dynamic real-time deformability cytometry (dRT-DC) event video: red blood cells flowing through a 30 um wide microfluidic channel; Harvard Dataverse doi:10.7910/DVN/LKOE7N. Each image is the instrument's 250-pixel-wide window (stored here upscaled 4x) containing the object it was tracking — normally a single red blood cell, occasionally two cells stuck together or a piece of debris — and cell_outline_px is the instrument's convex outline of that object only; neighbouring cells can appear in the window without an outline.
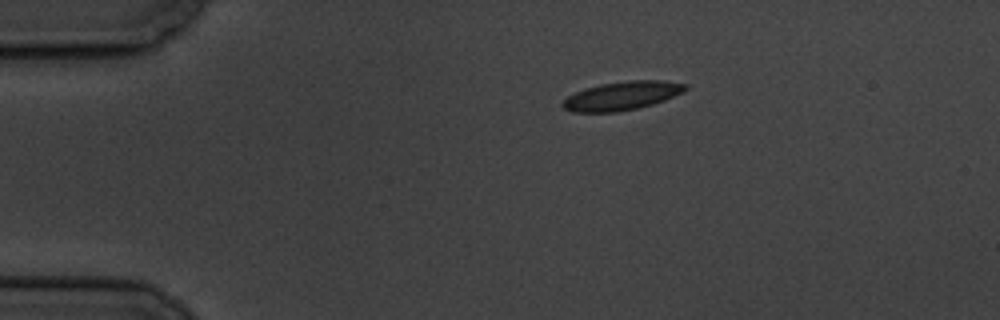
{"species": "common noctule bat (a hibernating species)", "species_latin": "Nyctalus noctula", "temperature_condition": "cold", "stored_images_in_passage": 5, "camera_frame_rate_fps": 3000, "um_per_image_px": 0.085, "animal": {"sex": "male", "body_mass_g": 19.5, "forearm_length_mm": 54.6}, "frame": {"image": 1, "passage_image": 1, "time_ms": 0.0, "image_size_px": [1000, 320], "cell_outline_px": [[688, 88], [684, 92], [664, 100], [652, 104], [636, 108], [616, 112], [572, 112], [564, 108], [560, 104], [568, 96], [584, 88], [600, 84], [628, 80], [664, 80], [688, 84]], "centroid_in_image_um": [52.88, 8.13], "position_along_channel_um": 32.1, "area_um2": 20.52}}
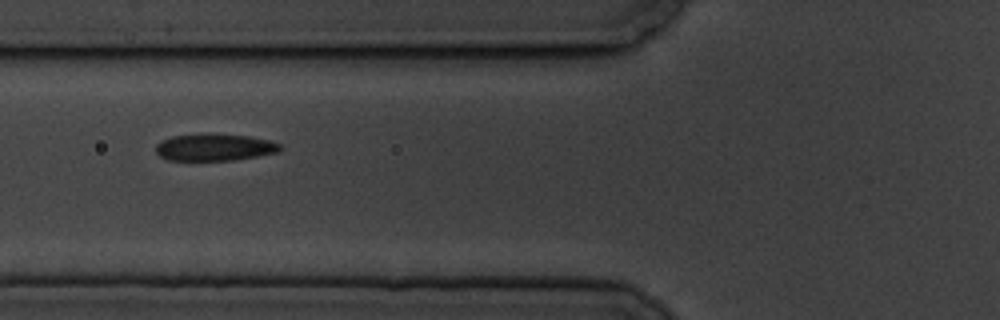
{"frame": {"image": 2, "passage_image": 4, "time_ms": 3.667, "image_size_px": [1000, 320], "cell_outline_px": [[284, 148], [276, 152], [256, 156], [232, 160], [168, 160], [160, 156], [156, 152], [156, 144], [172, 136], [208, 132], [248, 136], [268, 140], [280, 144]], "centroid_in_image_um": [18.22, 12.5], "position_along_channel_um": 107.6, "area_um2": 19.65}}
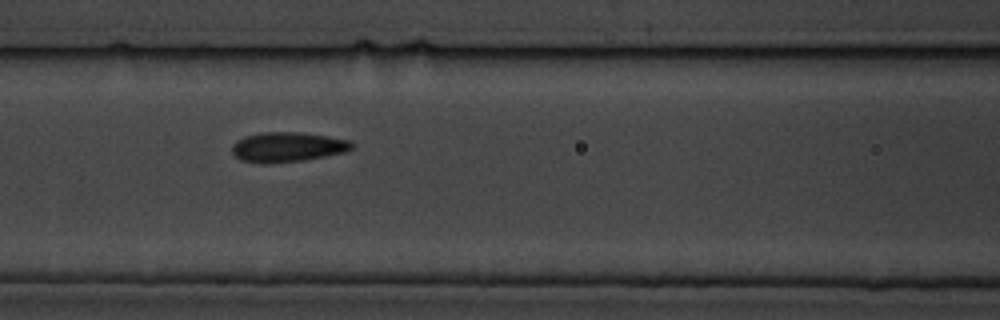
{"frame": {"image": 3, "passage_image": 5, "time_ms": 4.667, "image_size_px": [1000, 320], "cell_outline_px": [[352, 148], [344, 152], [304, 160], [264, 164], [240, 160], [232, 152], [232, 144], [236, 140], [244, 136], [264, 132], [300, 132], [328, 136], [348, 140], [352, 144]], "centroid_in_image_um": [24.38, 12.49], "position_along_channel_um": 142.2, "area_um2": 20.75}}